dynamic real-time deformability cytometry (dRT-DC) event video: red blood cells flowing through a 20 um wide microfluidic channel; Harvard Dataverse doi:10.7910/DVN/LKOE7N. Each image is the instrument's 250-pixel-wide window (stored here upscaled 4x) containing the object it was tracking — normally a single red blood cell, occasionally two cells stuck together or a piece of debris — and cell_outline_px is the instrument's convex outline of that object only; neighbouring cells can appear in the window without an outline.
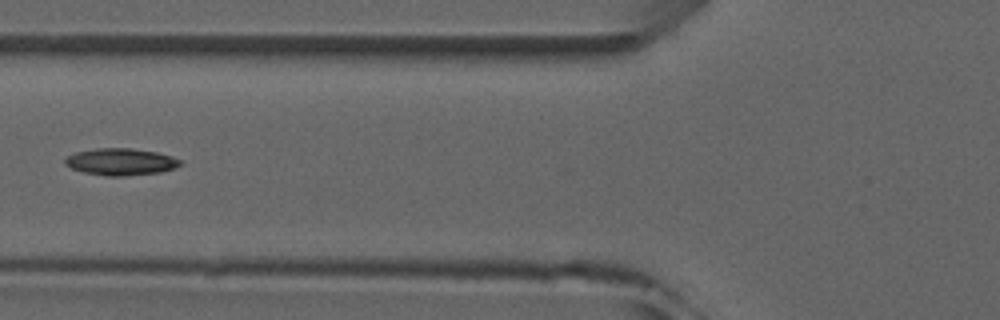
{"species": "common noctule bat (a hibernating species)", "species_latin": "Nyctalus noctula", "temperature_condition": "room temperature", "stored_images_in_passage": 4, "camera_frame_rate_fps": 3000, "um_per_image_px": 0.085, "animal": {"sex": "male", "forearm_length_mm": 52.5}, "frame": {"image": 1, "passage_image": 2, "time_ms": 1.333, "image_size_px": [1000, 320], "cell_outline_px": [[180, 164], [176, 168], [160, 172], [120, 176], [108, 176], [84, 172], [72, 168], [64, 164], [64, 160], [68, 156], [76, 152], [96, 148], [132, 148], [156, 152], [172, 156], [180, 160]], "centroid_in_image_um": [10.26, 13.74], "position_along_channel_um": 115.5, "area_um2": 17.92}}
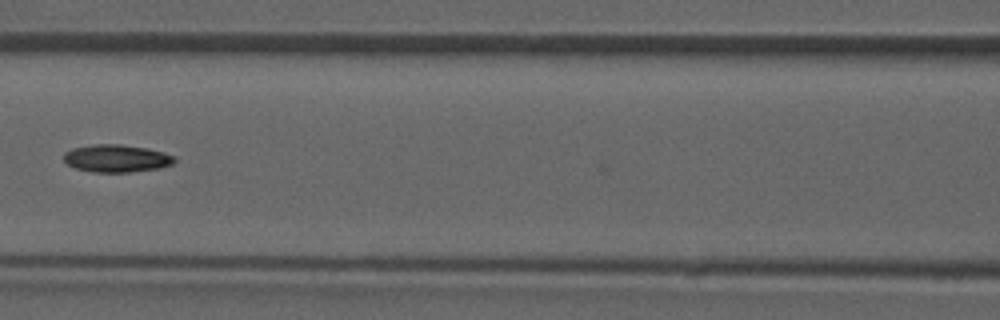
{"frame": {"image": 2, "passage_image": 3, "time_ms": 2.333, "image_size_px": [1000, 320], "cell_outline_px": [[176, 160], [172, 164], [160, 168], [128, 172], [92, 172], [76, 168], [68, 164], [64, 160], [64, 152], [72, 148], [96, 144], [120, 144], [148, 148], [164, 152], [176, 156]], "centroid_in_image_um": [9.93, 13.45], "position_along_channel_um": 156.7, "area_um2": 17.86}}